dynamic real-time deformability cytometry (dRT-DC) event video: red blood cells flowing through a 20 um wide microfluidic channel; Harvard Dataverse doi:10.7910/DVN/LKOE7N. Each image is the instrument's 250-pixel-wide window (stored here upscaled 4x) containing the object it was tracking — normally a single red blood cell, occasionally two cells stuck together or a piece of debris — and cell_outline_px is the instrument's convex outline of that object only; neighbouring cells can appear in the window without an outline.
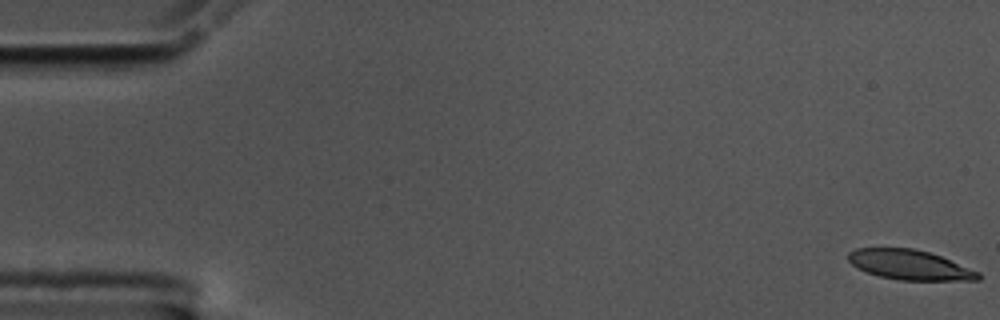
{"species": "common noctule bat (a hibernating species)", "species_latin": "Nyctalus noctula", "temperature_condition": "cold", "stored_images_in_passage": 57, "camera_frame_rate_fps": 3000, "um_per_image_px": 0.085, "animal": {"sex": "male", "body_mass_g": 17.5, "forearm_length_mm": 52.3}, "frame": {"image": 1, "passage_image": 1, "time_ms": 0.0, "image_size_px": [1000, 320], "cell_outline_px": [[980, 280], [900, 280], [880, 276], [856, 268], [848, 260], [848, 252], [856, 248], [912, 248], [928, 252], [940, 256], [980, 272]], "centroid_in_image_um": [77.31, 22.51], "position_along_channel_um": 7.7, "area_um2": 22.43}}
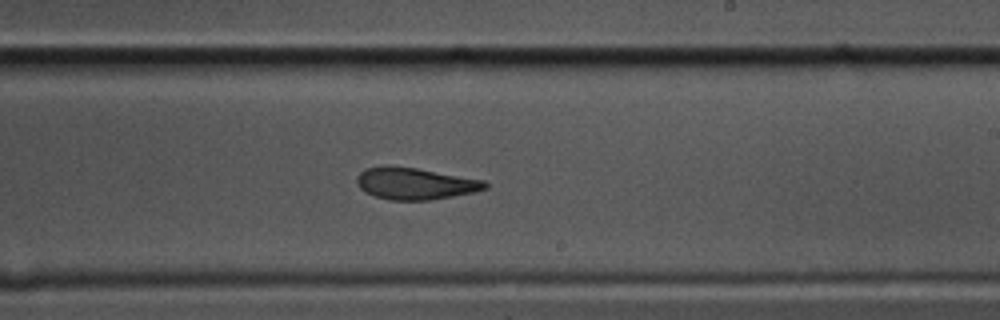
{"frame": {"image": 2, "passage_image": 34, "time_ms": 11.0, "image_size_px": [1000, 320], "cell_outline_px": [[488, 188], [472, 192], [452, 196], [428, 200], [388, 200], [364, 192], [360, 188], [356, 180], [360, 172], [364, 168], [384, 164], [416, 168], [484, 180], [488, 184]], "centroid_in_image_um": [35.23, 15.58], "position_along_channel_um": 253.8, "area_um2": 23.81}}
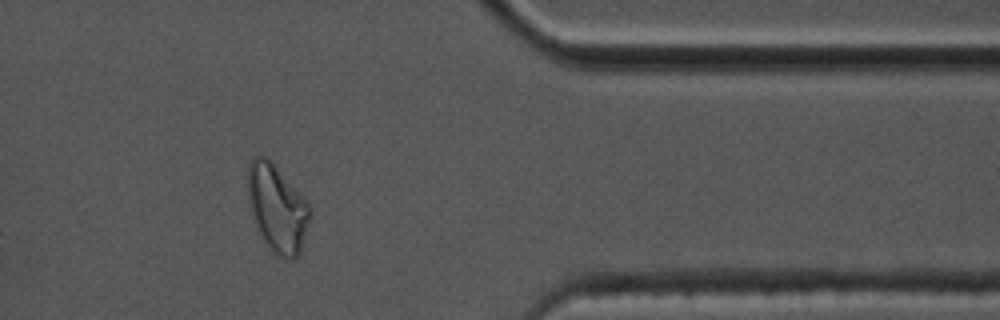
{"frame": {"image": 3, "passage_image": 47, "time_ms": 15.333, "image_size_px": [1000, 320], "cell_outline_px": [[312, 212], [300, 252], [292, 260], [288, 260], [280, 256], [264, 240], [260, 232], [248, 204], [248, 164], [256, 156], [264, 156], [308, 200], [312, 208]], "centroid_in_image_um": [23.59, 17.7], "position_along_channel_um": 387.8, "area_um2": 30.98}, "authors_computed_cell_mechanics": {"area_um2": 24.6228, "velocity_mm_per_s": 3.5187, "shape_relaxation_time_tau1_ms": 6.9027, "shape_relaxation_time_tau2_ms": 3.8933, "deformation_change_tau1": 0.2101, "deformation_change_tau2": 0.1186}}